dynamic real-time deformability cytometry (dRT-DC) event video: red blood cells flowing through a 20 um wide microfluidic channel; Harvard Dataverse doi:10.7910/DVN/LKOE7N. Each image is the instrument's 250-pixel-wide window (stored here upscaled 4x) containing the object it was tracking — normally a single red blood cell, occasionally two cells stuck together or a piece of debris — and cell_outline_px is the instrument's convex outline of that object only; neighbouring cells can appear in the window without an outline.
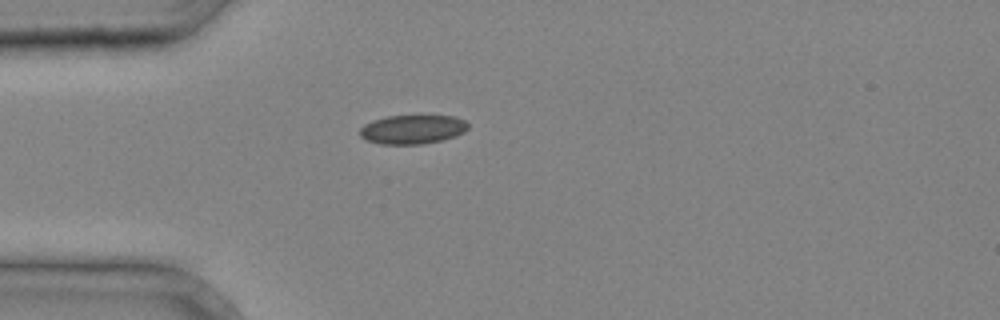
{"species": "common noctule bat (a hibernating species)", "species_latin": "Nyctalus noctula", "temperature_condition": "cold", "stored_images_in_passage": 1, "camera_frame_rate_fps": 3000, "um_per_image_px": 0.085, "animal": {"sex": "male", "body_mass_g": 20.4}, "frame": {"image": 1, "passage_image": 1, "time_ms": 0.0, "image_size_px": [1000, 320], "cell_outline_px": [[468, 128], [464, 132], [456, 136], [444, 140], [424, 144], [380, 144], [364, 140], [360, 136], [360, 128], [364, 124], [372, 120], [388, 116], [452, 116], [464, 120], [468, 124]], "centroid_in_image_um": [35.04, 11.01], "position_along_channel_um": 50.0, "area_um2": 18.44}}